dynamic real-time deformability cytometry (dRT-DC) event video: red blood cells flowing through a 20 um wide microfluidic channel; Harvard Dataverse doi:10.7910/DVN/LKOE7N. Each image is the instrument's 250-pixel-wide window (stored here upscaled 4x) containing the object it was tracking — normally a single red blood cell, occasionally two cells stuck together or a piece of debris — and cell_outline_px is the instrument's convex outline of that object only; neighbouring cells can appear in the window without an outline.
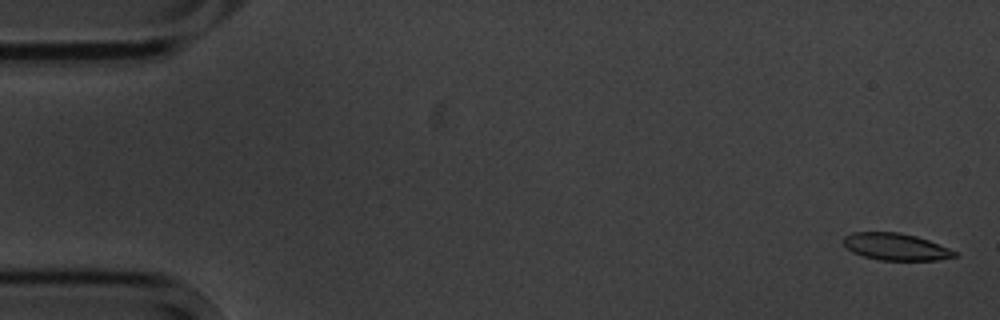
{"species": "common noctule bat (a hibernating species)", "species_latin": "Nyctalus noctula", "temperature_condition": "cold", "stored_images_in_passage": 5, "camera_frame_rate_fps": 3000, "um_per_image_px": 0.085, "animal": {"sex": "male", "body_mass_g": 20.1, "forearm_length_mm": 53.5}, "frame": {"image": 1, "passage_image": 1, "time_ms": 0.0, "image_size_px": [1000, 320], "cell_outline_px": [[960, 256], [936, 260], [880, 260], [864, 256], [852, 252], [844, 244], [844, 236], [852, 232], [900, 232], [916, 236], [928, 240], [948, 248], [956, 252]], "centroid_in_image_um": [76.15, 20.97], "position_along_channel_um": 8.9, "area_um2": 17.4}}
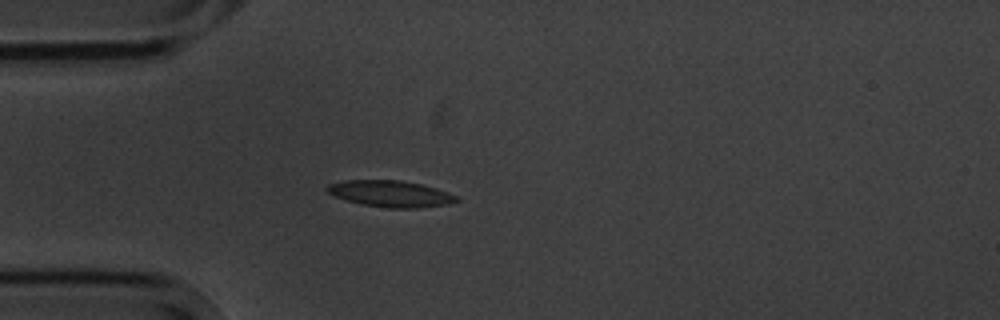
{"frame": {"image": 2, "passage_image": 5, "time_ms": 4.667, "image_size_px": [1000, 320], "cell_outline_px": [[460, 200], [448, 204], [420, 208], [388, 208], [364, 204], [348, 200], [336, 196], [328, 192], [324, 188], [328, 184], [344, 180], [400, 180], [420, 184], [436, 188], [460, 196]], "centroid_in_image_um": [33.24, 16.46], "position_along_channel_um": 51.8, "area_um2": 19.88}}